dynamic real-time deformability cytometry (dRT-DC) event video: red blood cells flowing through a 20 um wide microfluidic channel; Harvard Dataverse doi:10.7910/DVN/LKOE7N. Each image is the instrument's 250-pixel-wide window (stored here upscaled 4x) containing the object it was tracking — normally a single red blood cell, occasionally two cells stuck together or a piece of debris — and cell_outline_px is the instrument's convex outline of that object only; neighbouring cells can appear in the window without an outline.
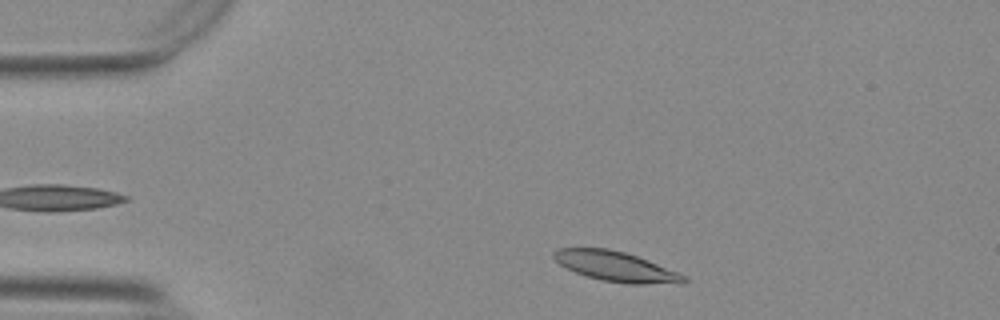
{"species": "Egyptian fruit bat (a non-hibernating species)", "species_latin": "Rousettus aegyptiacus", "temperature_condition": "warm", "stored_images_in_passage": 41, "camera_frame_rate_fps": 3000, "um_per_image_px": 0.085, "animal": {"sex": "female"}, "frame": {"image": 1, "passage_image": 4, "time_ms": 1.0, "image_size_px": [1000, 320], "cell_outline_px": [[688, 280], [684, 284], [624, 284], [600, 280], [576, 272], [560, 264], [552, 256], [552, 252], [556, 248], [608, 248], [624, 252], [636, 256], [676, 272], [684, 276]], "centroid_in_image_um": [52.33, 22.66], "position_along_channel_um": 32.7, "area_um2": 22.54}}
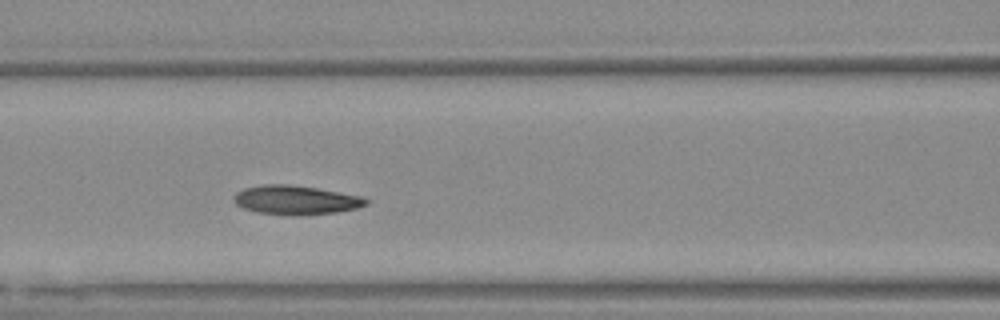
{"frame": {"image": 2, "passage_image": 17, "time_ms": 5.333, "image_size_px": [1000, 320], "cell_outline_px": [[368, 204], [356, 208], [336, 212], [300, 216], [256, 212], [244, 208], [236, 204], [232, 200], [232, 196], [236, 192], [244, 188], [264, 184], [288, 184], [316, 188], [360, 196], [368, 200]], "centroid_in_image_um": [25.09, 17.0], "position_along_channel_um": 141.5, "area_um2": 22.37}}
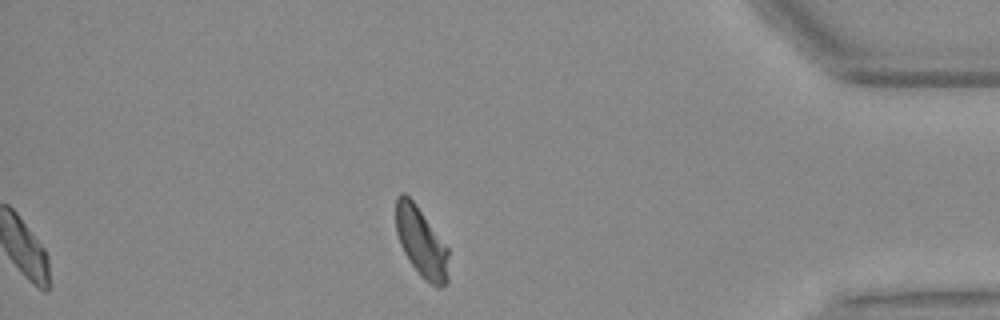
{"frame": {"image": 3, "passage_image": 41, "time_ms": 13.333, "image_size_px": [1000, 320], "cell_outline_px": [[448, 284], [440, 288], [436, 288], [424, 280], [420, 276], [408, 260], [400, 244], [396, 232], [396, 196], [400, 192], [404, 192], [416, 204], [448, 248]], "centroid_in_image_um": [35.81, 20.63], "position_along_channel_um": 399.4, "area_um2": 21.62}, "authors_computed_cell_mechanics": {"area_um2": 22.0218, "velocity_mm_per_s": 3.6889, "shape_relaxation_time_tau1_ms": 6.454, "shape_relaxation_time_tau2_ms": 3.0964, "deformation_change_tau1": 0.1446, "deformation_change_tau2": 0.0759}}